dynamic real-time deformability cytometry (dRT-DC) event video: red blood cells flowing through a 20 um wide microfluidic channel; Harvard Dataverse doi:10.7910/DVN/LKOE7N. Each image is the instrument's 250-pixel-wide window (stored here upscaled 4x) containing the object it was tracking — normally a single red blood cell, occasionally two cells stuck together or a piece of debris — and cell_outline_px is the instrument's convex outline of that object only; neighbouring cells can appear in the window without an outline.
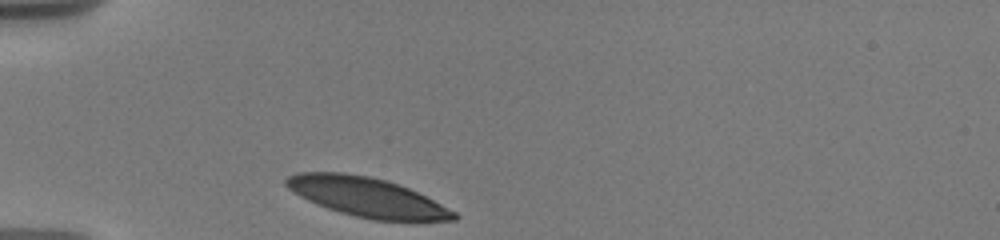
{"species": "human", "species_latin": "Homo sapiens", "temperature_condition": "warm", "stored_images_in_passage": 3, "camera_frame_rate_fps": 3000, "um_per_image_px": 0.085, "donor": {"sex": "male"}, "frame": {"image": 1, "passage_image": 1, "time_ms": 0.0, "image_size_px": [1000, 240], "cell_outline_px": [[460, 216], [456, 220], [372, 220], [340, 212], [316, 204], [292, 192], [284, 184], [284, 180], [288, 176], [296, 172], [344, 172], [368, 176], [384, 180], [408, 188], [456, 212]], "centroid_in_image_um": [31.13, 16.74], "position_along_channel_um": 53.9, "area_um2": 37.97}}